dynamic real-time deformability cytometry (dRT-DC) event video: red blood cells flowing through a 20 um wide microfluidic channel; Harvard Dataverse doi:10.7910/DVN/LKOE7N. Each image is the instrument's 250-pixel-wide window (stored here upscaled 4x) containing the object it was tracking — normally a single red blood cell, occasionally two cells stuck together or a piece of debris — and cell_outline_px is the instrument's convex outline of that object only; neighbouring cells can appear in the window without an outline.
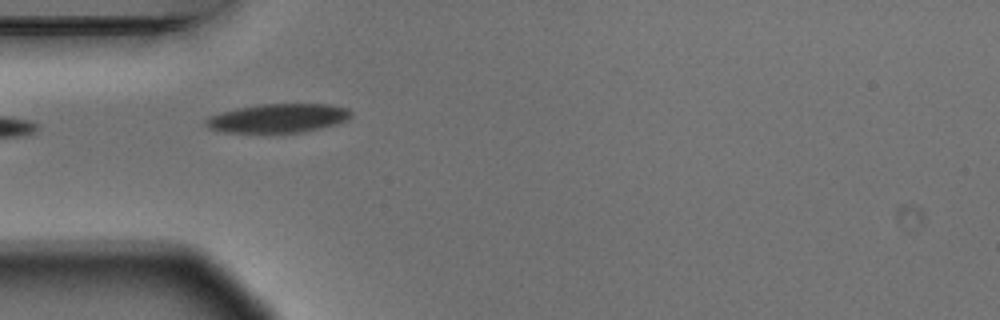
{"species": "Egyptian fruit bat (a non-hibernating species)", "species_latin": "Rousettus aegyptiacus", "temperature_condition": "warm", "stored_images_in_passage": 1, "camera_frame_rate_fps": 3000, "um_per_image_px": 0.085, "animal": {"sex": "male"}, "frame": {"image": 1, "passage_image": 1, "time_ms": 0.0, "image_size_px": [1000, 320], "cell_outline_px": [[352, 116], [348, 120], [336, 124], [304, 132], [220, 132], [208, 128], [204, 124], [204, 120], [208, 116], [236, 108], [260, 104], [328, 104], [348, 108], [352, 112]], "centroid_in_image_um": [23.63, 10.04], "position_along_channel_um": 61.4, "area_um2": 24.57}}